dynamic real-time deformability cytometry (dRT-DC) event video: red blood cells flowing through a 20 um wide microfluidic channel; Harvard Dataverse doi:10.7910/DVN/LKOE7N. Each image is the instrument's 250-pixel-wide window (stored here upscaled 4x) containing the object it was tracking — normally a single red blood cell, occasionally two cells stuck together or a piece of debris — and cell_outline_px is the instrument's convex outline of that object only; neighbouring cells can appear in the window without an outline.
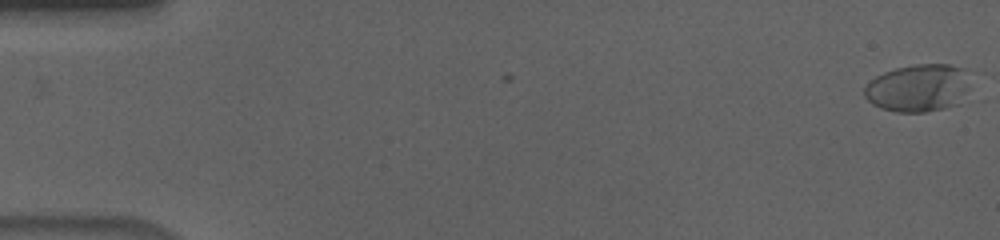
{"species": "human", "species_latin": "Homo sapiens", "temperature_condition": "cold", "stored_images_in_passage": 53, "camera_frame_rate_fps": 3000, "um_per_image_px": 0.085, "donor": {"sex": "male"}, "frame": {"image": 1, "passage_image": 1, "time_ms": 0.0, "image_size_px": [1000, 240], "cell_outline_px": [[968, 92], [960, 104], [928, 112], [896, 112], [880, 108], [872, 104], [864, 96], [864, 88], [876, 76], [884, 72], [896, 68], [916, 64], [948, 64], [964, 68], [968, 88]], "centroid_in_image_um": [78.05, 7.49], "position_along_channel_um": 7.0, "area_um2": 29.48}}
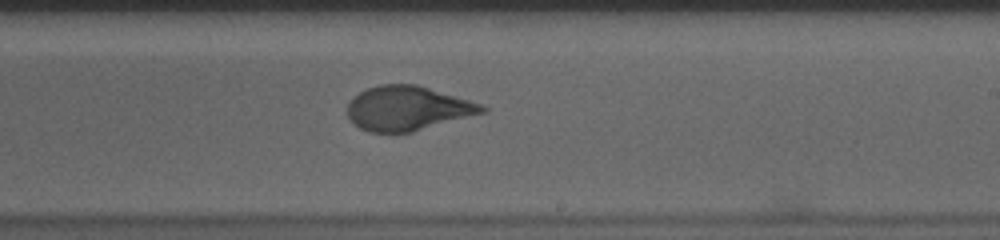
{"frame": {"image": 2, "passage_image": 35, "time_ms": 11.333, "image_size_px": [1000, 240], "cell_outline_px": [[488, 112], [412, 132], [368, 132], [360, 128], [348, 116], [348, 104], [352, 96], [368, 88], [380, 84], [416, 84], [468, 100], [480, 104], [488, 108]], "centroid_in_image_um": [34.65, 9.21], "position_along_channel_um": 254.3, "area_um2": 34.68}}
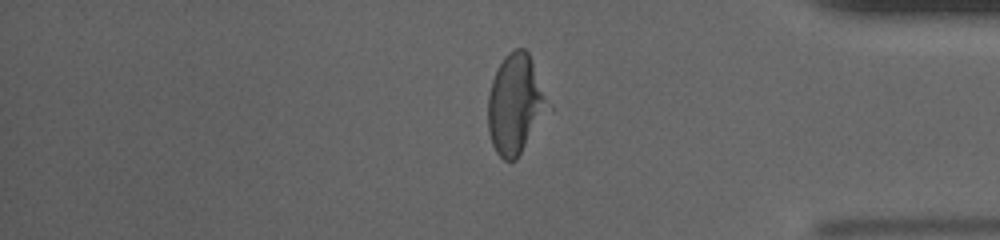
{"frame": {"image": 3, "passage_image": 48, "time_ms": 15.667, "image_size_px": [1000, 240], "cell_outline_px": [[544, 104], [516, 160], [504, 160], [496, 152], [492, 144], [488, 132], [488, 96], [492, 80], [504, 56], [508, 52], [516, 48], [524, 48], [528, 52], [544, 100]], "centroid_in_image_um": [43.64, 8.82], "position_along_channel_um": 391.6, "area_um2": 31.96}}